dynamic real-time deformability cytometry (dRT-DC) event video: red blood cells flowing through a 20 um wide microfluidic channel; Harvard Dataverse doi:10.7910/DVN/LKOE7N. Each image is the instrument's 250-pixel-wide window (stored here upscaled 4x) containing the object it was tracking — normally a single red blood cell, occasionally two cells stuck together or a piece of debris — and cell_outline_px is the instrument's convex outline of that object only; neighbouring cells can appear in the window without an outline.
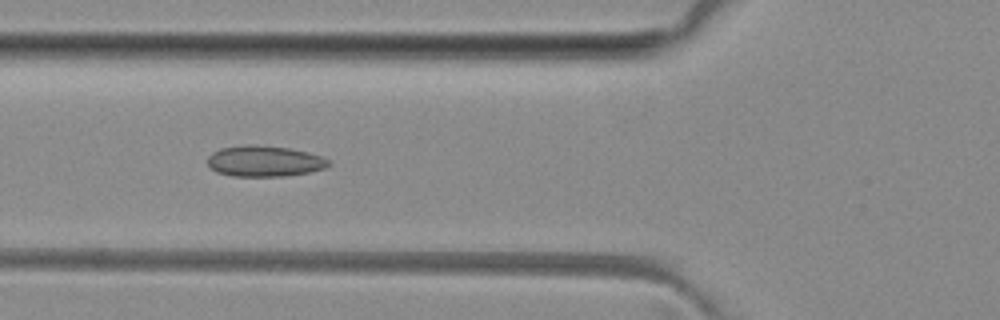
{"species": "common noctule bat (a hibernating species)", "species_latin": "Nyctalus noctula", "temperature_condition": "room temperature", "stored_images_in_passage": 8, "camera_frame_rate_fps": 3000, "um_per_image_px": 0.085, "animal": {"sex": "female", "body_mass_g": 29.2, "forearm_length_mm": 56.3}, "frame": {"image": 1, "passage_image": 5, "time_ms": 4.333, "image_size_px": [1000, 320], "cell_outline_px": [[332, 164], [324, 168], [308, 172], [288, 176], [232, 176], [216, 172], [208, 164], [208, 156], [212, 152], [220, 148], [248, 144], [252, 144], [288, 148], [308, 152], [324, 156], [332, 160]], "centroid_in_image_um": [22.51, 13.69], "position_along_channel_um": 103.3, "area_um2": 22.02}}
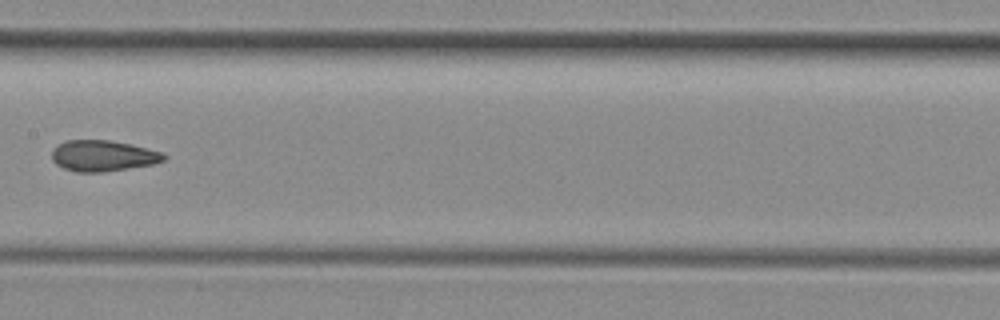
{"frame": {"image": 2, "passage_image": 7, "time_ms": 6.667, "image_size_px": [1000, 320], "cell_outline_px": [[168, 156], [164, 160], [152, 164], [104, 172], [76, 172], [64, 168], [56, 164], [52, 160], [52, 148], [68, 140], [112, 140], [132, 144], [164, 152]], "centroid_in_image_um": [8.77, 13.23], "position_along_channel_um": 198.6, "area_um2": 20.35}}
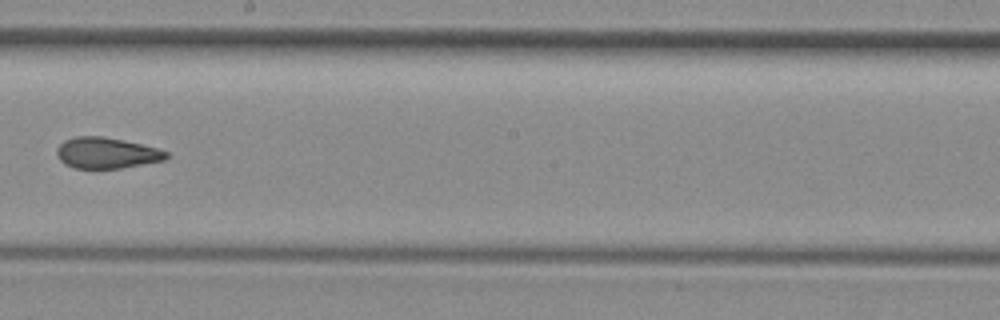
{"frame": {"image": 3, "passage_image": 8, "time_ms": 7.667, "image_size_px": [1000, 320], "cell_outline_px": [[168, 156], [164, 160], [120, 168], [72, 168], [64, 164], [60, 160], [56, 152], [60, 144], [64, 140], [76, 136], [100, 136], [140, 144], [156, 148], [168, 152]], "centroid_in_image_um": [9.02, 13.01], "position_along_channel_um": 239.2, "area_um2": 19.48}}